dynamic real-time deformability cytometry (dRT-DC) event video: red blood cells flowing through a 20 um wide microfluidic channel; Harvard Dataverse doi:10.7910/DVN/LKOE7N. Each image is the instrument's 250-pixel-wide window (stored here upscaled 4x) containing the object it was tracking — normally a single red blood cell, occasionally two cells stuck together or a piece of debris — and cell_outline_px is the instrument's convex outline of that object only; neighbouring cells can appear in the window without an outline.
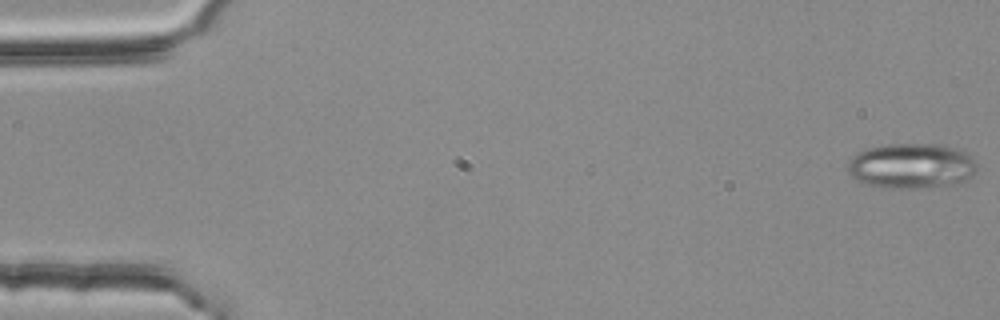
{"species": "common noctule bat (a hibernating species)", "species_latin": "Nyctalus noctula", "temperature_condition": "room temperature", "stored_images_in_passage": 54, "segment_of_instrument_passage": [1, 2], "camera_frame_rate_fps": 3000, "um_per_image_px": 0.085, "animal": {"sex": "female", "body_mass_g": 25.1}, "frame": {"image": 1, "passage_image": 1, "time_ms": 0.0, "image_size_px": [1000, 320], "cell_outline_px": [[976, 168], [972, 176], [956, 184], [916, 188], [888, 188], [868, 184], [856, 180], [848, 172], [848, 160], [856, 152], [864, 148], [884, 144], [940, 144], [956, 148], [964, 152], [976, 160]], "centroid_in_image_um": [77.44, 14.08], "position_along_channel_um": 7.6, "area_um2": 34.28}}